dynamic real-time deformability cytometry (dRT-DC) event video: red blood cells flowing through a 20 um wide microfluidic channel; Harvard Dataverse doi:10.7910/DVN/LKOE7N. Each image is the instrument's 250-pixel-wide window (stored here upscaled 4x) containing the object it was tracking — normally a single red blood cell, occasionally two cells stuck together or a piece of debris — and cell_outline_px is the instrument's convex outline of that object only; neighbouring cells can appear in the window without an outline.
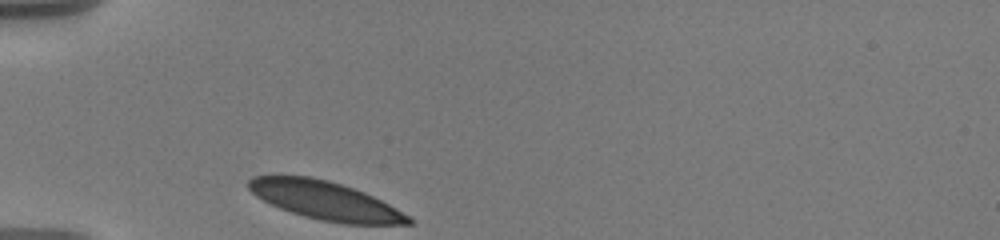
{"species": "human", "species_latin": "Homo sapiens", "temperature_condition": "warm", "stored_images_in_passage": 3, "camera_frame_rate_fps": 3000, "um_per_image_px": 0.085, "donor": {"sex": "male"}, "frame": {"image": 1, "passage_image": 1, "time_ms": 0.0, "image_size_px": [1000, 240], "cell_outline_px": [[416, 220], [412, 224], [340, 224], [320, 220], [304, 216], [280, 208], [256, 196], [248, 188], [248, 180], [252, 176], [312, 176], [328, 180], [364, 192], [412, 216]], "centroid_in_image_um": [27.69, 17.06], "position_along_channel_um": 57.3, "area_um2": 35.66}}